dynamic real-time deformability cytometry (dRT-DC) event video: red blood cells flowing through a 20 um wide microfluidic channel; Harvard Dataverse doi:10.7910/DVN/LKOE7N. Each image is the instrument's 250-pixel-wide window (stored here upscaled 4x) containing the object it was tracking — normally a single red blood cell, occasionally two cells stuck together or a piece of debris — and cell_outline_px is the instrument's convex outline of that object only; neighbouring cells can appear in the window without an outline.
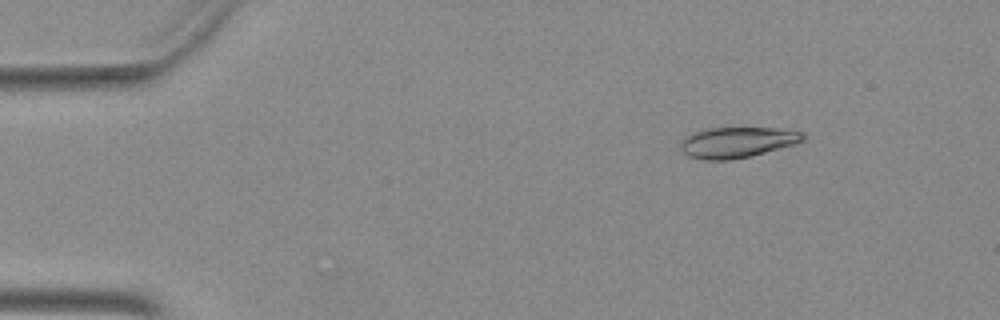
{"species": "Egyptian fruit bat (a non-hibernating species)", "species_latin": "Rousettus aegyptiacus", "temperature_condition": "warm", "stored_images_in_passage": 49, "camera_frame_rate_fps": 3000, "um_per_image_px": 0.085, "animal": {"sex": "female"}, "frame": {"image": 1, "passage_image": 5, "time_ms": 1.333, "image_size_px": [1000, 320], "cell_outline_px": [[804, 140], [796, 144], [752, 156], [732, 160], [704, 160], [688, 156], [680, 148], [680, 144], [684, 136], [708, 128], [772, 128], [804, 132]], "centroid_in_image_um": [62.66, 12.11], "position_along_channel_um": 22.3, "area_um2": 21.96}}
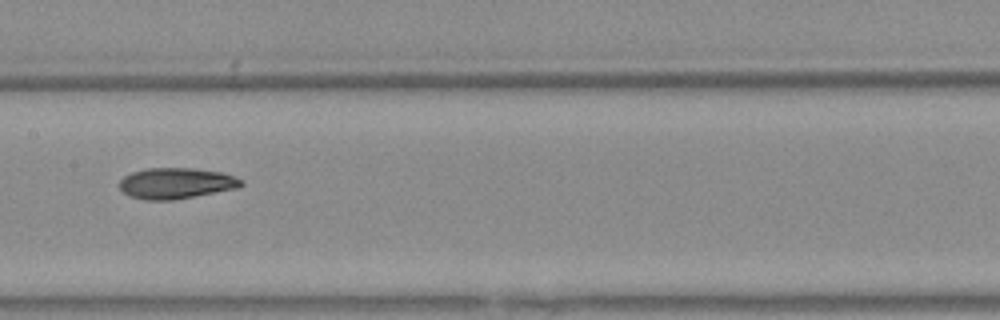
{"frame": {"image": 2, "passage_image": 24, "time_ms": 7.667, "image_size_px": [1000, 320], "cell_outline_px": [[244, 184], [240, 188], [172, 200], [144, 200], [132, 196], [124, 192], [120, 188], [120, 180], [124, 176], [132, 172], [148, 168], [192, 168], [220, 172], [244, 180]], "centroid_in_image_um": [15.0, 15.58], "position_along_channel_um": 192.4, "area_um2": 21.85}}
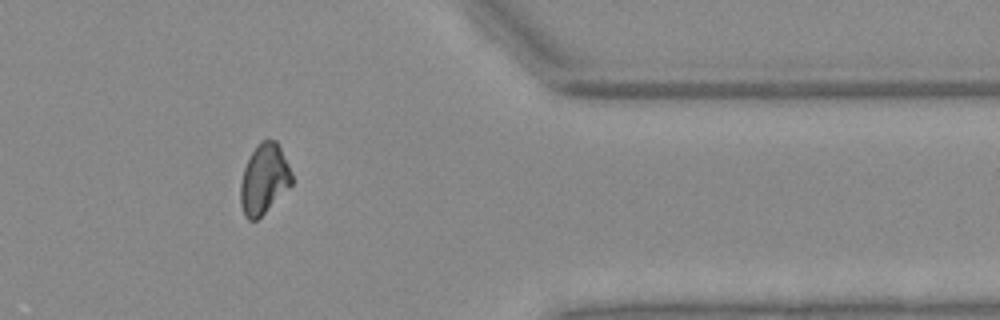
{"frame": {"image": 3, "passage_image": 40, "time_ms": 13.0, "image_size_px": [1000, 320], "cell_outline_px": [[292, 184], [256, 220], [248, 220], [244, 216], [240, 204], [240, 184], [244, 168], [256, 144], [260, 140], [276, 140], [292, 172]], "centroid_in_image_um": [22.42, 15.21], "position_along_channel_um": 389.0, "area_um2": 20.69}}